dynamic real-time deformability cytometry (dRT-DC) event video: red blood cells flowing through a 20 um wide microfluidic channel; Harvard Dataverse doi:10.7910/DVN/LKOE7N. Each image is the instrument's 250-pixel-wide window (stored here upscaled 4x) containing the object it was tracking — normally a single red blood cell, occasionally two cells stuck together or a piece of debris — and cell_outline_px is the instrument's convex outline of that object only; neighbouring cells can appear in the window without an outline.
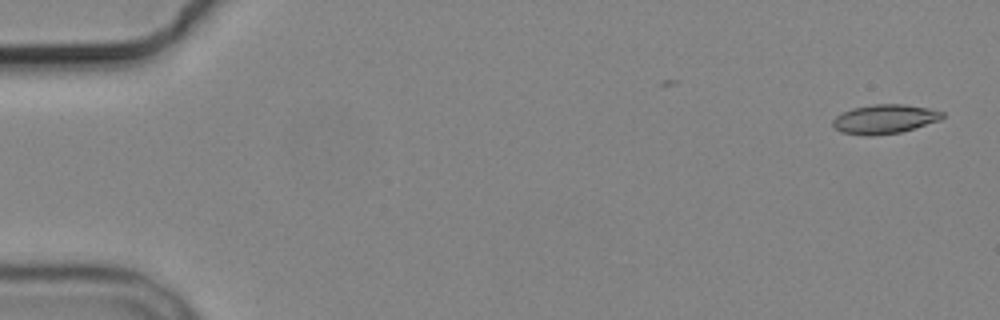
{"species": "common noctule bat (a hibernating species)", "species_latin": "Nyctalus noctula", "temperature_condition": "cold", "stored_images_in_passage": 2, "camera_frame_rate_fps": 3000, "um_per_image_px": 0.085, "animal": {"sex": "male", "body_mass_g": 19.2, "forearm_length_mm": 51.8}, "frame": {"image": 1, "passage_image": 2, "time_ms": 1.0, "image_size_px": [1000, 320], "cell_outline_px": [[944, 116], [940, 120], [900, 132], [872, 136], [864, 136], [840, 132], [832, 124], [832, 120], [836, 116], [852, 108], [872, 104], [904, 104], [928, 108], [944, 112]], "centroid_in_image_um": [75.17, 10.12], "position_along_channel_um": 9.8, "area_um2": 18.61}}